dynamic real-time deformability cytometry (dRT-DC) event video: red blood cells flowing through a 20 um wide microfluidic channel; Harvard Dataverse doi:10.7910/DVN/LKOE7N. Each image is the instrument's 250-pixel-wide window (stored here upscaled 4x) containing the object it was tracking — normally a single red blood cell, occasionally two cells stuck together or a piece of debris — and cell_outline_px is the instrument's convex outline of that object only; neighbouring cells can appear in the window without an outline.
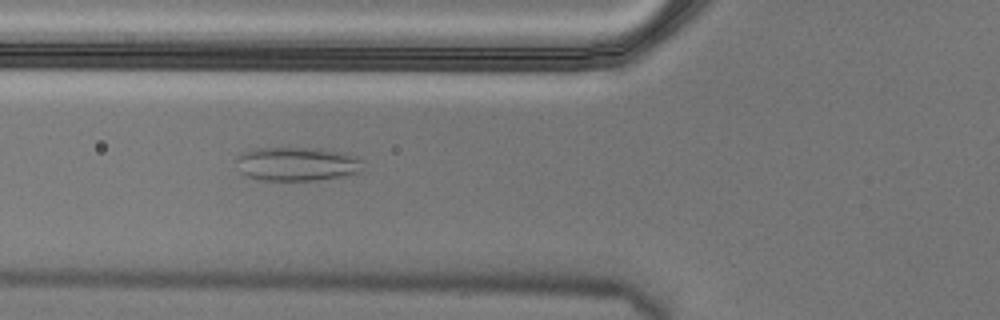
{"species": "Egyptian fruit bat (a non-hibernating species)", "species_latin": "Rousettus aegyptiacus", "temperature_condition": "cold", "stored_images_in_passage": 8, "camera_frame_rate_fps": 3000, "um_per_image_px": 0.085, "animal": {"sex": "male"}, "frame": {"image": 1, "passage_image": 3, "time_ms": 0.667, "image_size_px": [1000, 320], "cell_outline_px": [[364, 172], [316, 180], [260, 180], [248, 176], [240, 172], [236, 160], [236, 156], [240, 152], [256, 148], [320, 148], [344, 152], [356, 156], [364, 160]], "centroid_in_image_um": [25.29, 13.92], "position_along_channel_um": 100.5, "area_um2": 25.43}}